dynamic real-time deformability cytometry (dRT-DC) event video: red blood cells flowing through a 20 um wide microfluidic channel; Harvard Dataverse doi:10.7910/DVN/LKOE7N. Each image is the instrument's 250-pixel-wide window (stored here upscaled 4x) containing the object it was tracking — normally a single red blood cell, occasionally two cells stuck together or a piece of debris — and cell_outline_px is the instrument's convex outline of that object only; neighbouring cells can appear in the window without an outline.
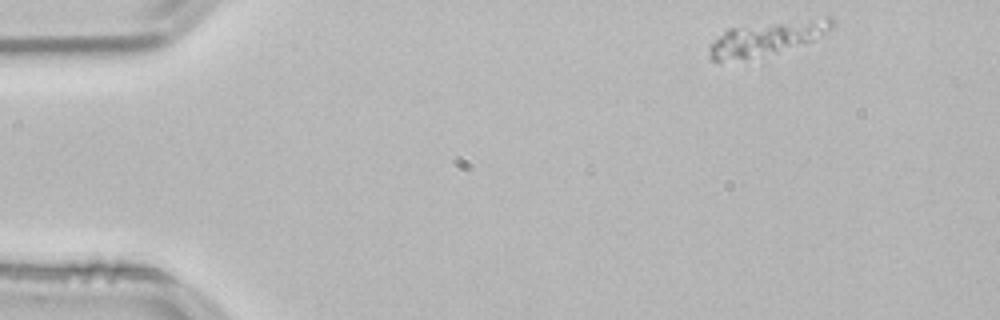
{"species": "common noctule bat (a hibernating species)", "species_latin": "Nyctalus noctula", "temperature_condition": "room temperature", "stored_images_in_passage": 48, "camera_frame_rate_fps": 3000, "um_per_image_px": 0.085, "animal": {"sex": "male", "body_mass_g": 21.5, "forearm_length_mm": 52.0}, "frame": {"image": 1, "passage_image": 1, "time_ms": 0.0, "image_size_px": [1000, 320], "cell_outline_px": [[836, 24], [832, 28], [812, 40], [776, 52], [720, 60], [712, 60], [708, 56], [708, 44], [728, 28], [828, 16], [832, 16], [836, 20]], "centroid_in_image_um": [65.21, 3.19], "position_along_channel_um": 19.8, "area_um2": 23.35}}
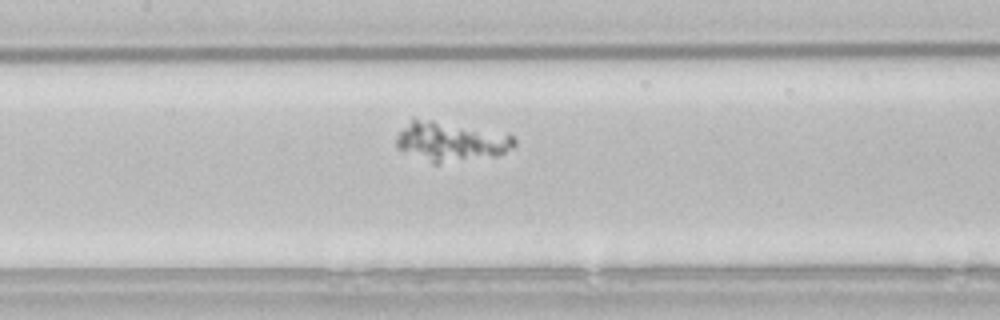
{"frame": {"image": 2, "passage_image": 20, "time_ms": 6.333, "image_size_px": [1000, 320], "cell_outline_px": [[516, 144], [512, 148], [496, 156], [436, 164], [432, 164], [400, 148], [396, 144], [396, 136], [412, 116], [508, 132], [516, 140]], "centroid_in_image_um": [38.36, 11.99], "position_along_channel_um": 169.0, "area_um2": 27.74}}
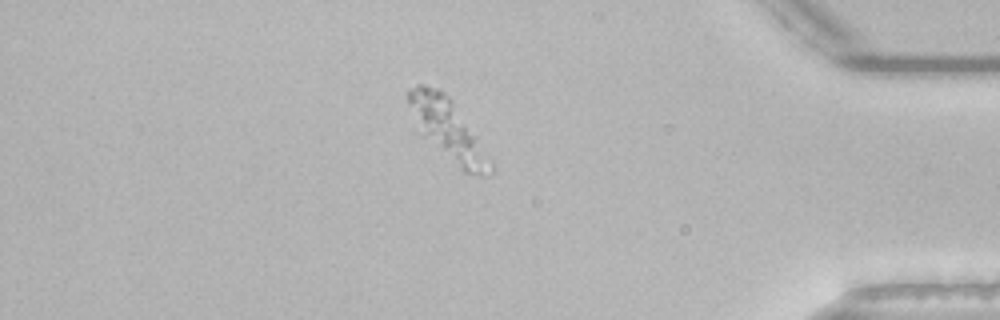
{"frame": {"image": 3, "passage_image": 41, "time_ms": 13.333, "image_size_px": [1000, 320], "cell_outline_px": [[492, 172], [488, 176], [480, 176], [464, 172], [416, 132], [408, 104], [408, 88], [416, 84], [424, 84], [440, 88], [452, 100], [476, 136], [492, 164]], "centroid_in_image_um": [37.99, 10.99], "position_along_channel_um": 397.2, "area_um2": 29.13}}